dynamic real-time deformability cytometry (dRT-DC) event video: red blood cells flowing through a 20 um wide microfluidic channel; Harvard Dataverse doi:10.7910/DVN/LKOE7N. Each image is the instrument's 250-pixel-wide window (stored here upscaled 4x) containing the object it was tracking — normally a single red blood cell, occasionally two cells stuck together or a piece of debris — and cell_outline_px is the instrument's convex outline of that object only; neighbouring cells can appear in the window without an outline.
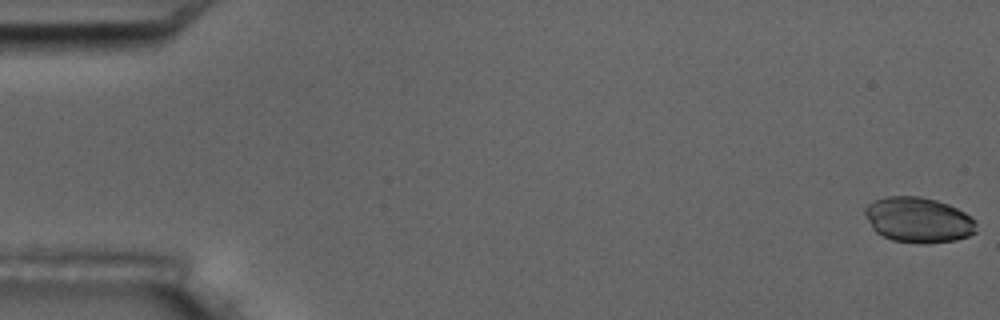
{"species": "common noctule bat (a hibernating species)", "species_latin": "Nyctalus noctula", "temperature_condition": "room temperature", "stored_images_in_passage": 7, "camera_frame_rate_fps": 3000, "um_per_image_px": 0.085, "animal": {"sex": "male", "body_mass_g": 17.5, "forearm_length_mm": 52.3}, "frame": {"image": 1, "passage_image": 1, "time_ms": 0.0, "image_size_px": [1000, 320], "cell_outline_px": [[976, 232], [968, 236], [956, 240], [924, 244], [920, 244], [892, 240], [876, 232], [872, 228], [864, 216], [864, 208], [872, 200], [884, 196], [920, 196], [936, 200], [948, 204], [964, 212], [976, 220]], "centroid_in_image_um": [78.04, 18.69], "position_along_channel_um": 7.0, "area_um2": 29.77}}